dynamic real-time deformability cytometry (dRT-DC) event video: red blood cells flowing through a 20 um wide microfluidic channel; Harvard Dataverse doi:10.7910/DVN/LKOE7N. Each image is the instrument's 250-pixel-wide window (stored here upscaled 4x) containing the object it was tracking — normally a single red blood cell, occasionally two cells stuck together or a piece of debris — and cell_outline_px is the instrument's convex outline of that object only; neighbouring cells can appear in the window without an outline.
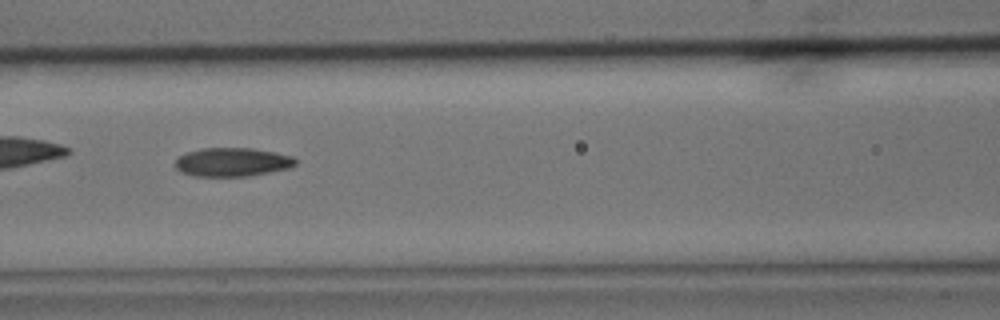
{"species": "common noctule bat (a hibernating species)", "species_latin": "Nyctalus noctula", "temperature_condition": "cold", "stored_images_in_passage": 56, "camera_frame_rate_fps": 3000, "um_per_image_px": 0.085, "animal": {"sex": "male", "body_mass_g": 15.6}, "frame": {"image": 1, "passage_image": 25, "time_ms": 8.0, "image_size_px": [1000, 320], "cell_outline_px": [[296, 164], [288, 168], [268, 172], [244, 176], [196, 176], [180, 172], [176, 168], [176, 160], [184, 152], [204, 148], [252, 148], [276, 152], [292, 156], [296, 160]], "centroid_in_image_um": [19.72, 13.77], "position_along_channel_um": 146.9, "area_um2": 20.0}}
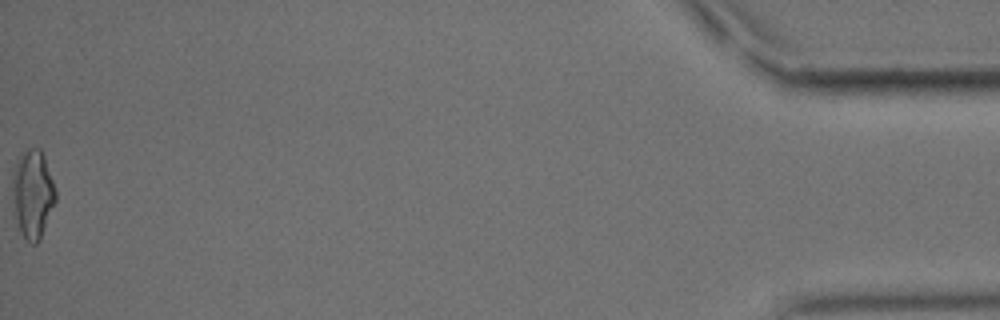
{"frame": {"image": 2, "passage_image": 56, "time_ms": 18.333, "image_size_px": [1000, 320], "cell_outline_px": [[56, 200], [40, 240], [36, 244], [32, 244], [24, 236], [20, 228], [16, 216], [12, 176], [16, 160], [20, 152], [28, 148], [40, 148], [44, 156], [56, 188]], "centroid_in_image_um": [2.81, 16.42], "position_along_channel_um": 432.4, "area_um2": 21.96}, "authors_computed_cell_mechanics": {"area_um2": 19.8543, "velocity_mm_per_s": 3.6462, "shape_relaxation_time_tau1_ms": 7.4877, "shape_relaxation_time_tau2_ms": 4.7608, "deformation_change_tau1": 0.1783, "deformation_change_tau2": 0.1249}}